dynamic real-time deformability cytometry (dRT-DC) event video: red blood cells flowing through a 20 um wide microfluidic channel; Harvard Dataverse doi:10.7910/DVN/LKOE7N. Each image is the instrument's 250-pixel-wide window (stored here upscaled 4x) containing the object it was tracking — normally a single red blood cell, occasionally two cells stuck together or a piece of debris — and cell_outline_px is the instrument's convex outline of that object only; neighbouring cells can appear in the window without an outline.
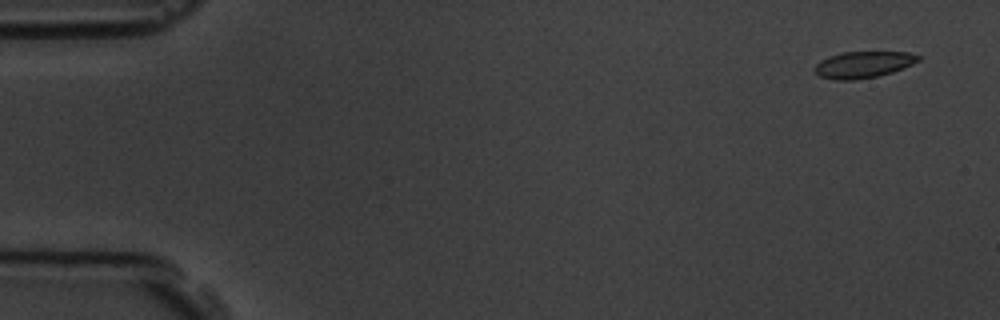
{"species": "common noctule bat (a hibernating species)", "species_latin": "Nyctalus noctula", "temperature_condition": "room temperature", "stored_images_in_passage": 5, "camera_frame_rate_fps": 3000, "um_per_image_px": 0.085, "animal": {"sex": "male", "body_mass_g": 19.5, "forearm_length_mm": 54.6}, "frame": {"image": 1, "passage_image": 1, "time_ms": 0.0, "image_size_px": [1000, 320], "cell_outline_px": [[920, 60], [904, 68], [892, 72], [876, 76], [856, 80], [836, 80], [820, 76], [812, 68], [820, 60], [828, 56], [844, 52], [908, 52], [920, 56]], "centroid_in_image_um": [73.36, 5.49], "position_along_channel_um": 11.6, "area_um2": 16.01}}
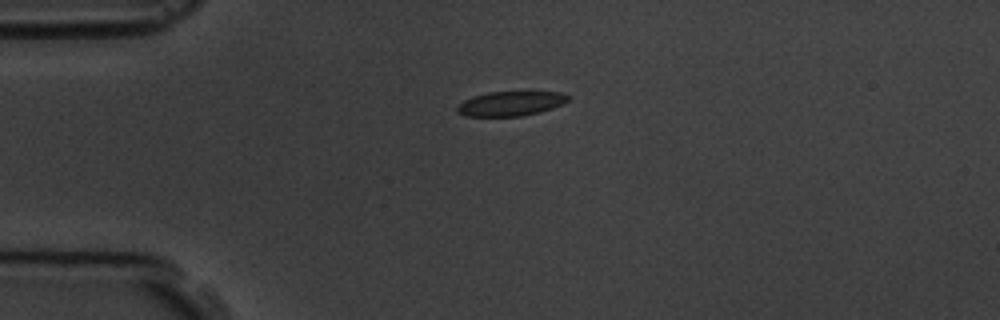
{"frame": {"image": 2, "passage_image": 4, "time_ms": 3.667, "image_size_px": [1000, 320], "cell_outline_px": [[572, 96], [568, 100], [552, 108], [540, 112], [520, 116], [464, 116], [456, 112], [456, 108], [464, 100], [472, 96], [488, 92], [560, 92]], "centroid_in_image_um": [43.38, 8.8], "position_along_channel_um": 41.6, "area_um2": 15.84}}